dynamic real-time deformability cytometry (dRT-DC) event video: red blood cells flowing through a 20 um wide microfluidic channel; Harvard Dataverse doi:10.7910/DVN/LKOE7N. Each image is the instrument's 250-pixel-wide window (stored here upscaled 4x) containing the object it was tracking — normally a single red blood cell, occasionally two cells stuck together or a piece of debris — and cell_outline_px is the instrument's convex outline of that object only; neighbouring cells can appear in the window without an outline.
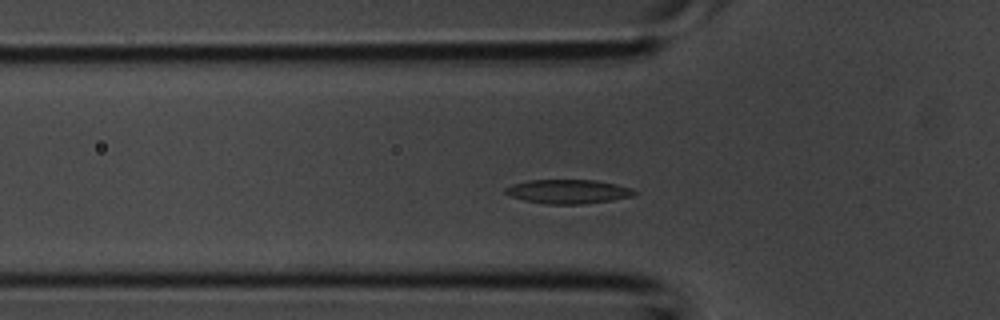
{"species": "common noctule bat (a hibernating species)", "species_latin": "Nyctalus noctula", "temperature_condition": "room temperature", "stored_images_in_passage": 35, "camera_frame_rate_fps": 3000, "um_per_image_px": 0.085, "animal": {"sex": "male", "body_mass_g": 20.1, "forearm_length_mm": 53.5}, "frame": {"image": 1, "passage_image": 8, "time_ms": 2.333, "image_size_px": [1000, 320], "cell_outline_px": [[640, 192], [632, 196], [612, 200], [580, 204], [548, 204], [524, 200], [512, 196], [504, 192], [504, 188], [512, 184], [528, 180], [596, 180], [616, 184], [632, 188]], "centroid_in_image_um": [48.31, 16.27], "position_along_channel_um": 77.5, "area_um2": 18.09}}
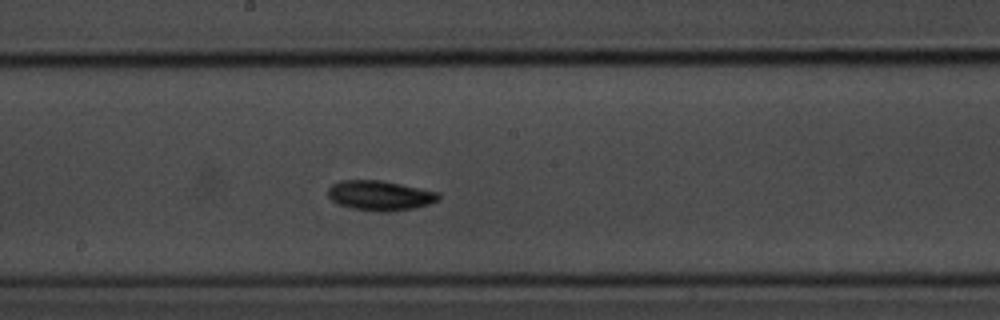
{"frame": {"image": 2, "passage_image": 16, "time_ms": 5.0, "image_size_px": [1000, 320], "cell_outline_px": [[440, 200], [428, 204], [412, 208], [384, 212], [348, 208], [332, 200], [328, 196], [328, 188], [332, 184], [340, 180], [380, 180], [440, 192]], "centroid_in_image_um": [32.29, 16.61], "position_along_channel_um": 215.9, "area_um2": 19.19}}
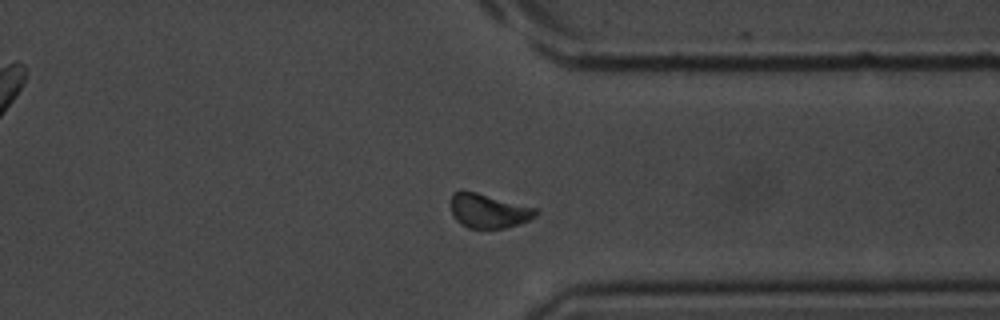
{"frame": {"image": 3, "passage_image": 25, "time_ms": 8.0, "image_size_px": [1000, 320], "cell_outline_px": [[540, 212], [536, 216], [528, 220], [504, 228], [468, 228], [460, 224], [456, 220], [448, 204], [452, 192], [460, 188], [540, 208]], "centroid_in_image_um": [41.49, 17.88], "position_along_channel_um": 369.9, "area_um2": 17.51}}